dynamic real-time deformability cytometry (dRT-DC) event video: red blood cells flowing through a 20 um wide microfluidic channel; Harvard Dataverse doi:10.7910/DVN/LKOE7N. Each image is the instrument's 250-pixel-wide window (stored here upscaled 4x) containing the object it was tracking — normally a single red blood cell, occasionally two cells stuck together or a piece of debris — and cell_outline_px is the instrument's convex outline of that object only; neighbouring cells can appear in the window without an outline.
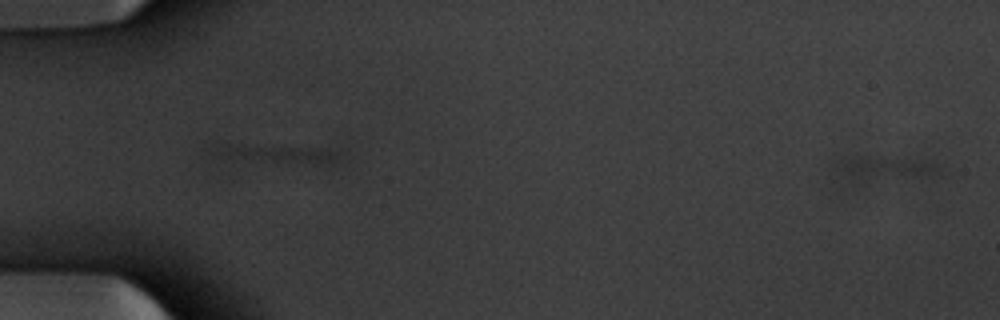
{"species": "common noctule bat (a hibernating species)", "species_latin": "Nyctalus noctula", "temperature_condition": "warm", "stored_images_in_passage": 51, "segment_of_instrument_passage": [1, 2], "camera_frame_rate_fps": 3000, "um_per_image_px": 0.085, "animal": {"sex": "male", "body_mass_g": 20.1, "forearm_length_mm": 53.5}, "frame": {"image": 1, "passage_image": 1, "time_ms": 0.0, "image_size_px": [1000, 320], "cell_outline_px": [[948, 176], [852, 192], [844, 192], [828, 168], [836, 152], [936, 160], [944, 168]], "centroid_in_image_um": [74.87, 14.52], "position_along_channel_um": 10.1, "area_um2": 23.12}}
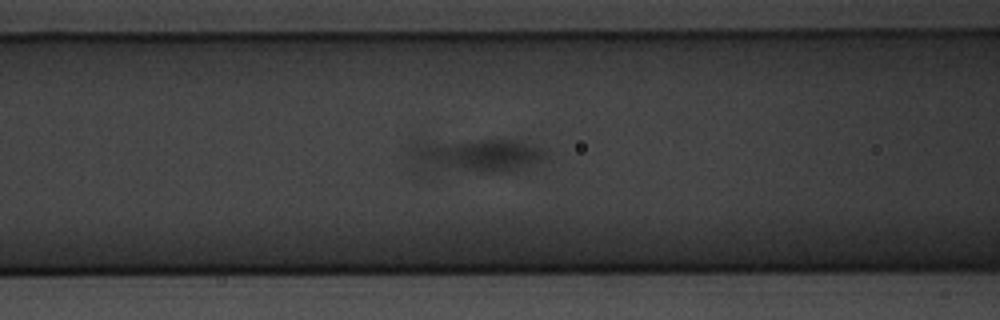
{"frame": {"image": 2, "passage_image": 22, "time_ms": 7.0, "image_size_px": [1000, 320], "cell_outline_px": [[548, 152], [540, 160], [524, 168], [500, 172], [416, 176], [408, 152], [408, 144], [416, 140], [516, 140], [548, 148]], "centroid_in_image_um": [40.11, 13.28], "position_along_channel_um": 126.5, "area_um2": 29.88}}
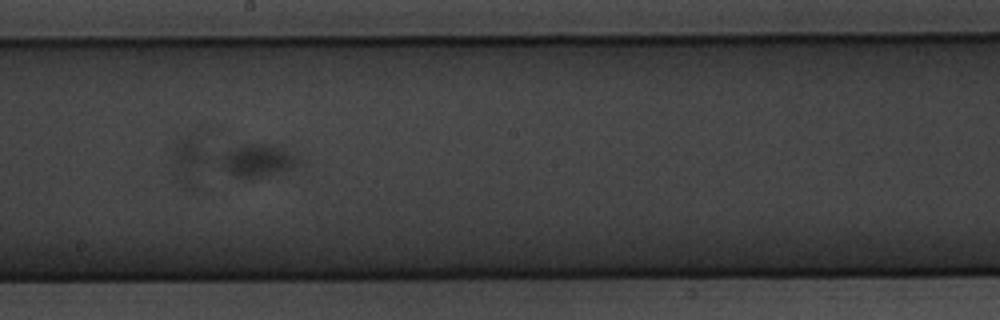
{"frame": {"image": 3, "passage_image": 30, "time_ms": 9.667, "image_size_px": [1000, 320], "cell_outline_px": [[304, 160], [296, 168], [268, 176], [252, 180], [192, 188], [180, 188], [172, 156], [176, 148], [184, 140], [188, 140], [280, 144]], "centroid_in_image_um": [19.5, 13.78], "position_along_channel_um": 228.7, "area_um2": 33.35}}